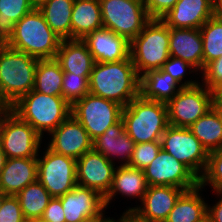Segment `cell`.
I'll return each mask as SVG.
<instances>
[{
  "mask_svg": "<svg viewBox=\"0 0 222 222\" xmlns=\"http://www.w3.org/2000/svg\"><path fill=\"white\" fill-rule=\"evenodd\" d=\"M89 93L126 107L140 95V76L130 58L95 62L89 78Z\"/></svg>",
  "mask_w": 222,
  "mask_h": 222,
  "instance_id": "6da1fadb",
  "label": "cell"
},
{
  "mask_svg": "<svg viewBox=\"0 0 222 222\" xmlns=\"http://www.w3.org/2000/svg\"><path fill=\"white\" fill-rule=\"evenodd\" d=\"M10 110L41 137L44 132L50 134L71 115V105L62 96L46 95L34 89L21 96Z\"/></svg>",
  "mask_w": 222,
  "mask_h": 222,
  "instance_id": "7a4b0ae2",
  "label": "cell"
},
{
  "mask_svg": "<svg viewBox=\"0 0 222 222\" xmlns=\"http://www.w3.org/2000/svg\"><path fill=\"white\" fill-rule=\"evenodd\" d=\"M38 60L6 44L0 46V101L5 106L34 89Z\"/></svg>",
  "mask_w": 222,
  "mask_h": 222,
  "instance_id": "3957f363",
  "label": "cell"
},
{
  "mask_svg": "<svg viewBox=\"0 0 222 222\" xmlns=\"http://www.w3.org/2000/svg\"><path fill=\"white\" fill-rule=\"evenodd\" d=\"M61 41L35 8L15 24L12 36L5 44L37 59H53Z\"/></svg>",
  "mask_w": 222,
  "mask_h": 222,
  "instance_id": "277c9868",
  "label": "cell"
},
{
  "mask_svg": "<svg viewBox=\"0 0 222 222\" xmlns=\"http://www.w3.org/2000/svg\"><path fill=\"white\" fill-rule=\"evenodd\" d=\"M122 120L125 132L135 144L160 142L169 126L167 105L139 95L123 107Z\"/></svg>",
  "mask_w": 222,
  "mask_h": 222,
  "instance_id": "5b68a950",
  "label": "cell"
},
{
  "mask_svg": "<svg viewBox=\"0 0 222 222\" xmlns=\"http://www.w3.org/2000/svg\"><path fill=\"white\" fill-rule=\"evenodd\" d=\"M170 27L161 19H150L130 42V58L139 76L161 69L170 57Z\"/></svg>",
  "mask_w": 222,
  "mask_h": 222,
  "instance_id": "8992f818",
  "label": "cell"
},
{
  "mask_svg": "<svg viewBox=\"0 0 222 222\" xmlns=\"http://www.w3.org/2000/svg\"><path fill=\"white\" fill-rule=\"evenodd\" d=\"M103 28L131 42L150 20L143 0H99Z\"/></svg>",
  "mask_w": 222,
  "mask_h": 222,
  "instance_id": "52a82bcc",
  "label": "cell"
},
{
  "mask_svg": "<svg viewBox=\"0 0 222 222\" xmlns=\"http://www.w3.org/2000/svg\"><path fill=\"white\" fill-rule=\"evenodd\" d=\"M123 106L88 93L71 106V115L84 127L92 140L122 119Z\"/></svg>",
  "mask_w": 222,
  "mask_h": 222,
  "instance_id": "ba28073f",
  "label": "cell"
},
{
  "mask_svg": "<svg viewBox=\"0 0 222 222\" xmlns=\"http://www.w3.org/2000/svg\"><path fill=\"white\" fill-rule=\"evenodd\" d=\"M161 148L186 165L199 179L204 174L209 152L189 128L169 125L161 137Z\"/></svg>",
  "mask_w": 222,
  "mask_h": 222,
  "instance_id": "9c48e42d",
  "label": "cell"
},
{
  "mask_svg": "<svg viewBox=\"0 0 222 222\" xmlns=\"http://www.w3.org/2000/svg\"><path fill=\"white\" fill-rule=\"evenodd\" d=\"M166 105L169 125L189 128L213 108L212 91L203 83L182 87Z\"/></svg>",
  "mask_w": 222,
  "mask_h": 222,
  "instance_id": "30bf717a",
  "label": "cell"
},
{
  "mask_svg": "<svg viewBox=\"0 0 222 222\" xmlns=\"http://www.w3.org/2000/svg\"><path fill=\"white\" fill-rule=\"evenodd\" d=\"M42 137L10 109L0 124V144L7 158L38 157Z\"/></svg>",
  "mask_w": 222,
  "mask_h": 222,
  "instance_id": "8fae6325",
  "label": "cell"
},
{
  "mask_svg": "<svg viewBox=\"0 0 222 222\" xmlns=\"http://www.w3.org/2000/svg\"><path fill=\"white\" fill-rule=\"evenodd\" d=\"M37 164V180L52 197H60L77 185L76 159L47 147L43 157H37Z\"/></svg>",
  "mask_w": 222,
  "mask_h": 222,
  "instance_id": "7c38bea8",
  "label": "cell"
},
{
  "mask_svg": "<svg viewBox=\"0 0 222 222\" xmlns=\"http://www.w3.org/2000/svg\"><path fill=\"white\" fill-rule=\"evenodd\" d=\"M143 171L148 186H174L187 191L199 185V178L162 148Z\"/></svg>",
  "mask_w": 222,
  "mask_h": 222,
  "instance_id": "4fadbf2b",
  "label": "cell"
},
{
  "mask_svg": "<svg viewBox=\"0 0 222 222\" xmlns=\"http://www.w3.org/2000/svg\"><path fill=\"white\" fill-rule=\"evenodd\" d=\"M115 163L91 149L76 160L77 185L96 190L105 197L113 181Z\"/></svg>",
  "mask_w": 222,
  "mask_h": 222,
  "instance_id": "5bb4252c",
  "label": "cell"
},
{
  "mask_svg": "<svg viewBox=\"0 0 222 222\" xmlns=\"http://www.w3.org/2000/svg\"><path fill=\"white\" fill-rule=\"evenodd\" d=\"M48 135L52 137L47 145L49 149L76 160L93 149V140L72 115Z\"/></svg>",
  "mask_w": 222,
  "mask_h": 222,
  "instance_id": "9a60e30c",
  "label": "cell"
},
{
  "mask_svg": "<svg viewBox=\"0 0 222 222\" xmlns=\"http://www.w3.org/2000/svg\"><path fill=\"white\" fill-rule=\"evenodd\" d=\"M66 222H80L106 209L104 197L96 190L76 185L60 196Z\"/></svg>",
  "mask_w": 222,
  "mask_h": 222,
  "instance_id": "2e32d148",
  "label": "cell"
},
{
  "mask_svg": "<svg viewBox=\"0 0 222 222\" xmlns=\"http://www.w3.org/2000/svg\"><path fill=\"white\" fill-rule=\"evenodd\" d=\"M185 190L174 186H148L141 201L142 206L132 207L143 218L165 222L177 199Z\"/></svg>",
  "mask_w": 222,
  "mask_h": 222,
  "instance_id": "e0dca14e",
  "label": "cell"
},
{
  "mask_svg": "<svg viewBox=\"0 0 222 222\" xmlns=\"http://www.w3.org/2000/svg\"><path fill=\"white\" fill-rule=\"evenodd\" d=\"M213 16L212 0H178L161 20L172 28L200 29Z\"/></svg>",
  "mask_w": 222,
  "mask_h": 222,
  "instance_id": "ac0fdd59",
  "label": "cell"
},
{
  "mask_svg": "<svg viewBox=\"0 0 222 222\" xmlns=\"http://www.w3.org/2000/svg\"><path fill=\"white\" fill-rule=\"evenodd\" d=\"M82 41L87 45L95 62H117L130 56V42L106 28L93 31Z\"/></svg>",
  "mask_w": 222,
  "mask_h": 222,
  "instance_id": "d6986e66",
  "label": "cell"
},
{
  "mask_svg": "<svg viewBox=\"0 0 222 222\" xmlns=\"http://www.w3.org/2000/svg\"><path fill=\"white\" fill-rule=\"evenodd\" d=\"M169 53L170 56L191 64L197 71H203V41L200 29L170 27Z\"/></svg>",
  "mask_w": 222,
  "mask_h": 222,
  "instance_id": "ffe728a7",
  "label": "cell"
},
{
  "mask_svg": "<svg viewBox=\"0 0 222 222\" xmlns=\"http://www.w3.org/2000/svg\"><path fill=\"white\" fill-rule=\"evenodd\" d=\"M37 157L7 158L0 173V189L6 195L16 196L27 185L37 180Z\"/></svg>",
  "mask_w": 222,
  "mask_h": 222,
  "instance_id": "44dd1931",
  "label": "cell"
},
{
  "mask_svg": "<svg viewBox=\"0 0 222 222\" xmlns=\"http://www.w3.org/2000/svg\"><path fill=\"white\" fill-rule=\"evenodd\" d=\"M134 146V141L125 132V125L122 119L93 140V149L95 151L111 162H114L115 156L119 157L118 159L121 158V162L124 161V163L122 162L120 166H129Z\"/></svg>",
  "mask_w": 222,
  "mask_h": 222,
  "instance_id": "7402d4cb",
  "label": "cell"
},
{
  "mask_svg": "<svg viewBox=\"0 0 222 222\" xmlns=\"http://www.w3.org/2000/svg\"><path fill=\"white\" fill-rule=\"evenodd\" d=\"M55 59L63 73L87 75L93 70L95 60L81 39L62 40Z\"/></svg>",
  "mask_w": 222,
  "mask_h": 222,
  "instance_id": "603a6c76",
  "label": "cell"
},
{
  "mask_svg": "<svg viewBox=\"0 0 222 222\" xmlns=\"http://www.w3.org/2000/svg\"><path fill=\"white\" fill-rule=\"evenodd\" d=\"M148 188L142 169L129 166H117L114 171L112 186L104 197L106 208L117 193L122 196L139 198L141 201Z\"/></svg>",
  "mask_w": 222,
  "mask_h": 222,
  "instance_id": "cb8c5ba5",
  "label": "cell"
},
{
  "mask_svg": "<svg viewBox=\"0 0 222 222\" xmlns=\"http://www.w3.org/2000/svg\"><path fill=\"white\" fill-rule=\"evenodd\" d=\"M103 28L99 0H75L71 14V39H83Z\"/></svg>",
  "mask_w": 222,
  "mask_h": 222,
  "instance_id": "d4e9b609",
  "label": "cell"
},
{
  "mask_svg": "<svg viewBox=\"0 0 222 222\" xmlns=\"http://www.w3.org/2000/svg\"><path fill=\"white\" fill-rule=\"evenodd\" d=\"M182 88L162 69L148 70L140 76V95L144 99L167 103Z\"/></svg>",
  "mask_w": 222,
  "mask_h": 222,
  "instance_id": "484cf974",
  "label": "cell"
},
{
  "mask_svg": "<svg viewBox=\"0 0 222 222\" xmlns=\"http://www.w3.org/2000/svg\"><path fill=\"white\" fill-rule=\"evenodd\" d=\"M197 187L184 191L177 199L174 208L165 222H200L207 216V203L201 198Z\"/></svg>",
  "mask_w": 222,
  "mask_h": 222,
  "instance_id": "4316f807",
  "label": "cell"
},
{
  "mask_svg": "<svg viewBox=\"0 0 222 222\" xmlns=\"http://www.w3.org/2000/svg\"><path fill=\"white\" fill-rule=\"evenodd\" d=\"M75 0H48L38 10L46 23L62 39H71V14Z\"/></svg>",
  "mask_w": 222,
  "mask_h": 222,
  "instance_id": "83f0119b",
  "label": "cell"
},
{
  "mask_svg": "<svg viewBox=\"0 0 222 222\" xmlns=\"http://www.w3.org/2000/svg\"><path fill=\"white\" fill-rule=\"evenodd\" d=\"M189 129L208 152L222 147V119L214 108L201 116Z\"/></svg>",
  "mask_w": 222,
  "mask_h": 222,
  "instance_id": "f1b7e54d",
  "label": "cell"
},
{
  "mask_svg": "<svg viewBox=\"0 0 222 222\" xmlns=\"http://www.w3.org/2000/svg\"><path fill=\"white\" fill-rule=\"evenodd\" d=\"M64 73L59 62L53 59H39L35 71L34 90L46 95L62 96Z\"/></svg>",
  "mask_w": 222,
  "mask_h": 222,
  "instance_id": "f546056e",
  "label": "cell"
},
{
  "mask_svg": "<svg viewBox=\"0 0 222 222\" xmlns=\"http://www.w3.org/2000/svg\"><path fill=\"white\" fill-rule=\"evenodd\" d=\"M31 0H0V41L5 44L12 36L15 24L34 10Z\"/></svg>",
  "mask_w": 222,
  "mask_h": 222,
  "instance_id": "4dcf8cb0",
  "label": "cell"
},
{
  "mask_svg": "<svg viewBox=\"0 0 222 222\" xmlns=\"http://www.w3.org/2000/svg\"><path fill=\"white\" fill-rule=\"evenodd\" d=\"M16 197L25 219L42 217L45 208L52 198L38 180L27 185Z\"/></svg>",
  "mask_w": 222,
  "mask_h": 222,
  "instance_id": "1f68e13d",
  "label": "cell"
},
{
  "mask_svg": "<svg viewBox=\"0 0 222 222\" xmlns=\"http://www.w3.org/2000/svg\"><path fill=\"white\" fill-rule=\"evenodd\" d=\"M200 32L205 67L222 55V20L214 15L201 26Z\"/></svg>",
  "mask_w": 222,
  "mask_h": 222,
  "instance_id": "d6a6232c",
  "label": "cell"
},
{
  "mask_svg": "<svg viewBox=\"0 0 222 222\" xmlns=\"http://www.w3.org/2000/svg\"><path fill=\"white\" fill-rule=\"evenodd\" d=\"M89 93V77L64 73L62 97L72 106L76 101Z\"/></svg>",
  "mask_w": 222,
  "mask_h": 222,
  "instance_id": "836d02e7",
  "label": "cell"
},
{
  "mask_svg": "<svg viewBox=\"0 0 222 222\" xmlns=\"http://www.w3.org/2000/svg\"><path fill=\"white\" fill-rule=\"evenodd\" d=\"M208 184L216 193L222 192V147L209 152L206 170L199 179L202 188Z\"/></svg>",
  "mask_w": 222,
  "mask_h": 222,
  "instance_id": "e575fe53",
  "label": "cell"
},
{
  "mask_svg": "<svg viewBox=\"0 0 222 222\" xmlns=\"http://www.w3.org/2000/svg\"><path fill=\"white\" fill-rule=\"evenodd\" d=\"M160 149L161 142L135 144L129 167L143 170L155 159Z\"/></svg>",
  "mask_w": 222,
  "mask_h": 222,
  "instance_id": "d590c367",
  "label": "cell"
},
{
  "mask_svg": "<svg viewBox=\"0 0 222 222\" xmlns=\"http://www.w3.org/2000/svg\"><path fill=\"white\" fill-rule=\"evenodd\" d=\"M161 69L164 72L168 73L171 77H173L174 80L182 87H191L200 83L195 80L192 81V79L184 81V83L182 82V79L187 74V70L191 69V72H195L197 70L191 64L185 62L180 58H174L170 56L168 60L163 64Z\"/></svg>",
  "mask_w": 222,
  "mask_h": 222,
  "instance_id": "8d00e7d4",
  "label": "cell"
},
{
  "mask_svg": "<svg viewBox=\"0 0 222 222\" xmlns=\"http://www.w3.org/2000/svg\"><path fill=\"white\" fill-rule=\"evenodd\" d=\"M0 222H25L18 198L6 195L0 205Z\"/></svg>",
  "mask_w": 222,
  "mask_h": 222,
  "instance_id": "74e56055",
  "label": "cell"
},
{
  "mask_svg": "<svg viewBox=\"0 0 222 222\" xmlns=\"http://www.w3.org/2000/svg\"><path fill=\"white\" fill-rule=\"evenodd\" d=\"M201 73H203V85L210 90L222 84V55L218 59L209 62Z\"/></svg>",
  "mask_w": 222,
  "mask_h": 222,
  "instance_id": "f35d334b",
  "label": "cell"
},
{
  "mask_svg": "<svg viewBox=\"0 0 222 222\" xmlns=\"http://www.w3.org/2000/svg\"><path fill=\"white\" fill-rule=\"evenodd\" d=\"M150 19H161L176 4L178 0H143Z\"/></svg>",
  "mask_w": 222,
  "mask_h": 222,
  "instance_id": "ab89813d",
  "label": "cell"
},
{
  "mask_svg": "<svg viewBox=\"0 0 222 222\" xmlns=\"http://www.w3.org/2000/svg\"><path fill=\"white\" fill-rule=\"evenodd\" d=\"M42 218L48 222H66L60 197H52L50 199Z\"/></svg>",
  "mask_w": 222,
  "mask_h": 222,
  "instance_id": "60d3db41",
  "label": "cell"
},
{
  "mask_svg": "<svg viewBox=\"0 0 222 222\" xmlns=\"http://www.w3.org/2000/svg\"><path fill=\"white\" fill-rule=\"evenodd\" d=\"M217 195L221 196L220 200L212 208L207 205V216L211 222H222V192Z\"/></svg>",
  "mask_w": 222,
  "mask_h": 222,
  "instance_id": "b9f144b4",
  "label": "cell"
},
{
  "mask_svg": "<svg viewBox=\"0 0 222 222\" xmlns=\"http://www.w3.org/2000/svg\"><path fill=\"white\" fill-rule=\"evenodd\" d=\"M121 222H154L149 219L143 218L134 210L127 209L121 216Z\"/></svg>",
  "mask_w": 222,
  "mask_h": 222,
  "instance_id": "7bdbcfd3",
  "label": "cell"
},
{
  "mask_svg": "<svg viewBox=\"0 0 222 222\" xmlns=\"http://www.w3.org/2000/svg\"><path fill=\"white\" fill-rule=\"evenodd\" d=\"M211 91L213 108L222 109V84L214 87Z\"/></svg>",
  "mask_w": 222,
  "mask_h": 222,
  "instance_id": "ee69618b",
  "label": "cell"
},
{
  "mask_svg": "<svg viewBox=\"0 0 222 222\" xmlns=\"http://www.w3.org/2000/svg\"><path fill=\"white\" fill-rule=\"evenodd\" d=\"M108 218H105L103 212L100 215L86 218L80 222H105Z\"/></svg>",
  "mask_w": 222,
  "mask_h": 222,
  "instance_id": "f6af8a7d",
  "label": "cell"
},
{
  "mask_svg": "<svg viewBox=\"0 0 222 222\" xmlns=\"http://www.w3.org/2000/svg\"><path fill=\"white\" fill-rule=\"evenodd\" d=\"M214 15L222 20V0H217L214 3Z\"/></svg>",
  "mask_w": 222,
  "mask_h": 222,
  "instance_id": "bcb514c9",
  "label": "cell"
},
{
  "mask_svg": "<svg viewBox=\"0 0 222 222\" xmlns=\"http://www.w3.org/2000/svg\"><path fill=\"white\" fill-rule=\"evenodd\" d=\"M6 160H7V156L4 153V151L2 149V146L0 144V173H1V171L3 170V168L5 166Z\"/></svg>",
  "mask_w": 222,
  "mask_h": 222,
  "instance_id": "7dc6e473",
  "label": "cell"
},
{
  "mask_svg": "<svg viewBox=\"0 0 222 222\" xmlns=\"http://www.w3.org/2000/svg\"><path fill=\"white\" fill-rule=\"evenodd\" d=\"M25 222H48V221H45L42 217H36V218L25 219Z\"/></svg>",
  "mask_w": 222,
  "mask_h": 222,
  "instance_id": "c3c4849f",
  "label": "cell"
},
{
  "mask_svg": "<svg viewBox=\"0 0 222 222\" xmlns=\"http://www.w3.org/2000/svg\"><path fill=\"white\" fill-rule=\"evenodd\" d=\"M10 107L5 106L1 101H0V114H5Z\"/></svg>",
  "mask_w": 222,
  "mask_h": 222,
  "instance_id": "681fc988",
  "label": "cell"
},
{
  "mask_svg": "<svg viewBox=\"0 0 222 222\" xmlns=\"http://www.w3.org/2000/svg\"><path fill=\"white\" fill-rule=\"evenodd\" d=\"M32 4L34 5L35 8L39 7L42 3L48 1V0H31Z\"/></svg>",
  "mask_w": 222,
  "mask_h": 222,
  "instance_id": "f907efd6",
  "label": "cell"
},
{
  "mask_svg": "<svg viewBox=\"0 0 222 222\" xmlns=\"http://www.w3.org/2000/svg\"><path fill=\"white\" fill-rule=\"evenodd\" d=\"M6 194L0 189V205L2 204L3 199L5 198Z\"/></svg>",
  "mask_w": 222,
  "mask_h": 222,
  "instance_id": "816d5d0a",
  "label": "cell"
},
{
  "mask_svg": "<svg viewBox=\"0 0 222 222\" xmlns=\"http://www.w3.org/2000/svg\"><path fill=\"white\" fill-rule=\"evenodd\" d=\"M105 222H121V217H120V219H118V220H115V219H110V217H108V219L105 221Z\"/></svg>",
  "mask_w": 222,
  "mask_h": 222,
  "instance_id": "f5cc1de1",
  "label": "cell"
},
{
  "mask_svg": "<svg viewBox=\"0 0 222 222\" xmlns=\"http://www.w3.org/2000/svg\"><path fill=\"white\" fill-rule=\"evenodd\" d=\"M200 222H211V219L208 216H206Z\"/></svg>",
  "mask_w": 222,
  "mask_h": 222,
  "instance_id": "db71d44e",
  "label": "cell"
},
{
  "mask_svg": "<svg viewBox=\"0 0 222 222\" xmlns=\"http://www.w3.org/2000/svg\"><path fill=\"white\" fill-rule=\"evenodd\" d=\"M215 110L218 111V113H219V115H220V117H221V119H222V109H215Z\"/></svg>",
  "mask_w": 222,
  "mask_h": 222,
  "instance_id": "11a10c76",
  "label": "cell"
},
{
  "mask_svg": "<svg viewBox=\"0 0 222 222\" xmlns=\"http://www.w3.org/2000/svg\"><path fill=\"white\" fill-rule=\"evenodd\" d=\"M4 114H0V124H1V119L3 118Z\"/></svg>",
  "mask_w": 222,
  "mask_h": 222,
  "instance_id": "9f6ffc18",
  "label": "cell"
}]
</instances>
